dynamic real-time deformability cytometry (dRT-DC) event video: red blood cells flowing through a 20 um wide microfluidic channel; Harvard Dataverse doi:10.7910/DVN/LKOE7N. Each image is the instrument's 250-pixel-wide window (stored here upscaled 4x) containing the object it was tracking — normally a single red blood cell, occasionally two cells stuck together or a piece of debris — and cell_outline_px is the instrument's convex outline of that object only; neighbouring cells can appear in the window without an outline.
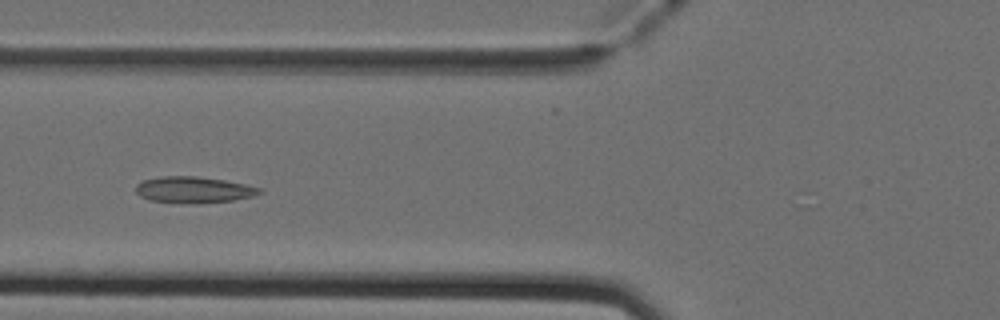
{"species": "Egyptian fruit bat (a non-hibernating species)", "species_latin": "Rousettus aegyptiacus", "temperature_condition": "cold", "stored_images_in_passage": 49, "camera_frame_rate_fps": 3000, "um_per_image_px": 0.085, "animal": {"sex": "female"}, "frame": {"image": 1, "passage_image": 18, "time_ms": 5.667, "image_size_px": [1000, 320], "cell_outline_px": [[264, 192], [252, 196], [232, 200], [180, 204], [148, 200], [140, 196], [136, 192], [136, 184], [144, 180], [160, 176], [196, 176], [224, 180], [264, 188]], "centroid_in_image_um": [16.44, 16.13], "position_along_channel_um": 109.4, "area_um2": 19.02}}
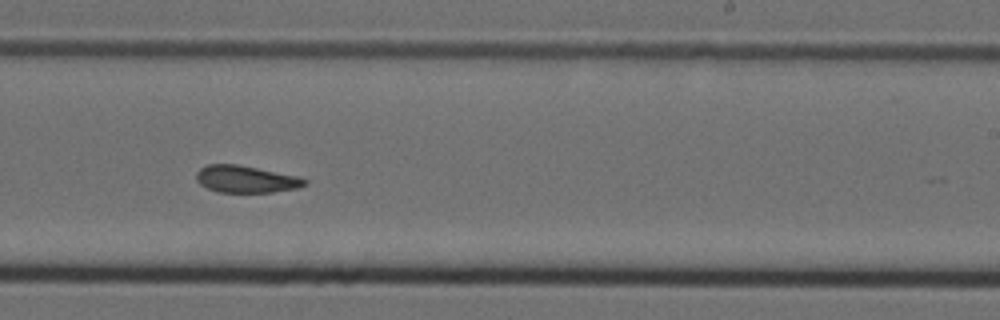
{"frame": {"image": 2, "passage_image": 30, "time_ms": 9.667, "image_size_px": [1000, 320], "cell_outline_px": [[308, 184], [296, 188], [272, 192], [216, 192], [200, 184], [196, 180], [196, 172], [200, 168], [208, 164], [236, 164], [296, 176], [308, 180]], "centroid_in_image_um": [20.87, 15.23], "position_along_channel_um": 268.1, "area_um2": 16.94}}
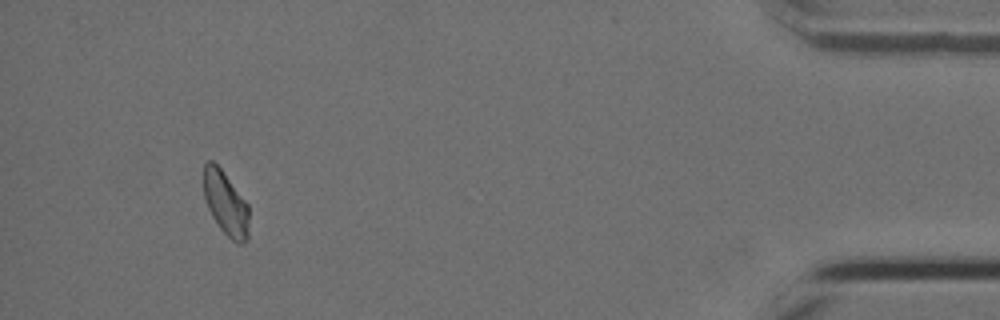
{"frame": {"image": 3, "passage_image": 46, "time_ms": 15.0, "image_size_px": [1000, 320], "cell_outline_px": [[248, 240], [244, 244], [236, 244], [220, 228], [212, 216], [208, 208], [204, 196], [204, 164], [208, 160], [212, 160], [220, 168], [248, 204]], "centroid_in_image_um": [19.19, 17.31], "position_along_channel_um": 416.0, "area_um2": 16.76}, "authors_computed_cell_mechanics": {"area_um2": 17.629, "velocity_mm_per_s": 3.9788, "shape_relaxation_time_tau1_ms": 8.7179, "shape_relaxation_time_tau2_ms": 2.4305, "deformation_change_tau1": 0.1615, "deformation_change_tau2": 0.0845}}